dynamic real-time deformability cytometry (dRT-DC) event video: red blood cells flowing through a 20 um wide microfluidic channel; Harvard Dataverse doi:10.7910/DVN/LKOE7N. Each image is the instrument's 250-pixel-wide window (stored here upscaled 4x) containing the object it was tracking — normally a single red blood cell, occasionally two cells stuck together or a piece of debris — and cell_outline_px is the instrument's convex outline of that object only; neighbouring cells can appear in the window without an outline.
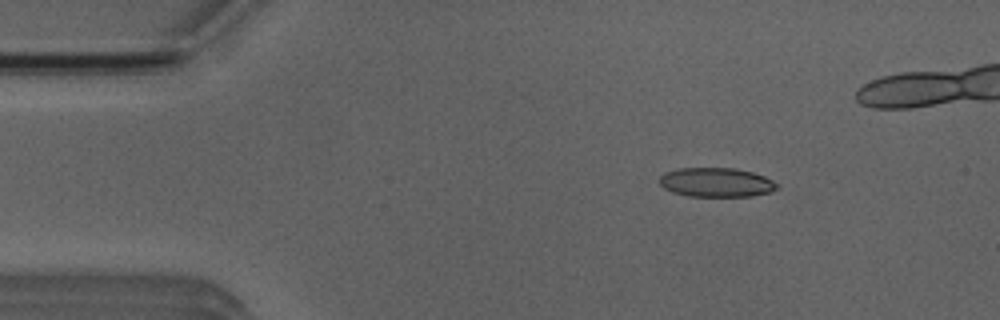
{"species": "Egyptian fruit bat (a non-hibernating species)", "species_latin": "Rousettus aegyptiacus", "temperature_condition": "room temperature", "stored_images_in_passage": 5, "camera_frame_rate_fps": 3000, "um_per_image_px": 0.085, "animal": {"sex": "male"}, "frame": {"image": 1, "passage_image": 2, "time_ms": 1.333, "image_size_px": [1000, 320], "cell_outline_px": [[780, 188], [772, 192], [752, 196], [688, 196], [672, 192], [664, 188], [660, 184], [660, 176], [664, 172], [680, 168], [736, 168], [752, 172], [764, 176], [780, 184]], "centroid_in_image_um": [60.92, 15.5], "position_along_channel_um": 24.1, "area_um2": 20.23}}